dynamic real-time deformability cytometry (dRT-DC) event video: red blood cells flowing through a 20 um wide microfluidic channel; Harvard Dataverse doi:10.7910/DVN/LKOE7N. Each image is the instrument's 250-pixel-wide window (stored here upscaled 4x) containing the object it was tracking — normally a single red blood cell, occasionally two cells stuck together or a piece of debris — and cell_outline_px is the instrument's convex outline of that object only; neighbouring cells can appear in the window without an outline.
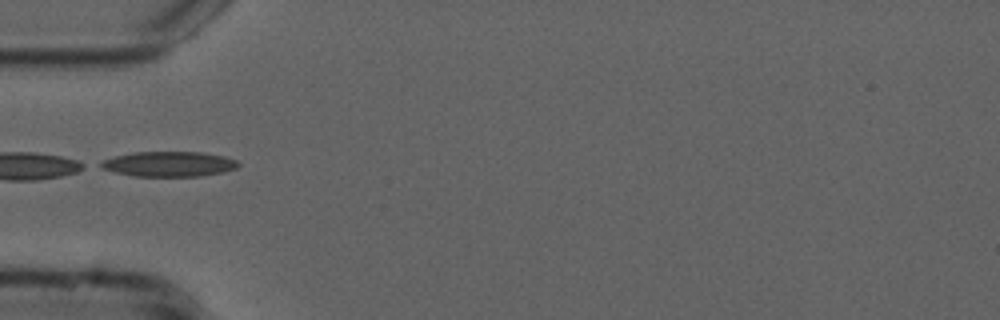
{"species": "common noctule bat (a hibernating species)", "species_latin": "Nyctalus noctula", "temperature_condition": "cold", "stored_images_in_passage": 37, "camera_frame_rate_fps": 3000, "um_per_image_px": 0.085, "animal": {"sex": "male", "forearm_length_mm": 52.5}, "frame": {"image": 1, "passage_image": 1, "time_ms": 0.0, "image_size_px": [1000, 320], "cell_outline_px": [[240, 164], [236, 168], [224, 172], [200, 176], [132, 176], [100, 168], [96, 164], [104, 160], [116, 156], [136, 152], [200, 152], [224, 156], [236, 160]], "centroid_in_image_um": [14.35, 13.94], "position_along_channel_um": 70.6, "area_um2": 20.06}, "authors_computed_cell_mechanics": {"area_um2": 19.0162, "velocity_mm_per_s": 3.7774, "shape_relaxation_time_tau1_ms": 7.8875, "shape_relaxation_time_tau2_ms": 9.0314, "deformation_change_tau1": 0.178, "deformation_change_tau2": 0.2247}}